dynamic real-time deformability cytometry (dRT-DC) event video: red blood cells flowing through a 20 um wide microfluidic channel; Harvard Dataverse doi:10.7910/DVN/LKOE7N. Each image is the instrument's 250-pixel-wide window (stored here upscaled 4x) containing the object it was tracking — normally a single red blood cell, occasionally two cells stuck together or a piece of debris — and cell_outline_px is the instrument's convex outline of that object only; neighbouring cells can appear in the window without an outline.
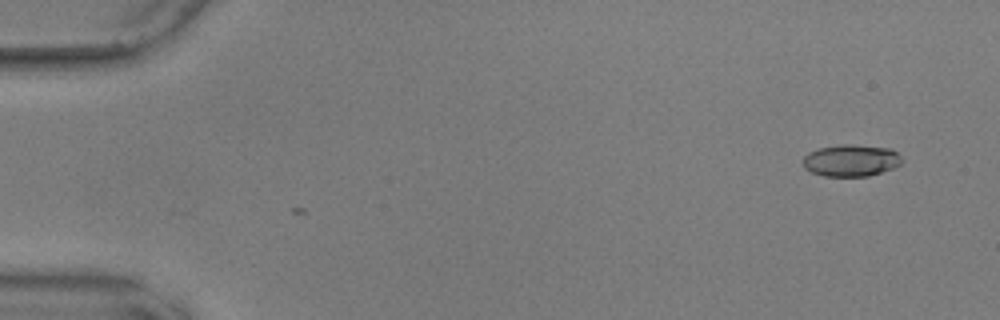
{"species": "common noctule bat (a hibernating species)", "species_latin": "Nyctalus noctula", "temperature_condition": "warm", "stored_images_in_passage": 7, "camera_frame_rate_fps": 3000, "um_per_image_px": 0.085, "animal": {"sex": "male", "body_mass_g": 17.9, "forearm_length_mm": 54.2}, "frame": {"image": 1, "passage_image": 7, "time_ms": 2.0, "image_size_px": [1000, 320], "cell_outline_px": [[904, 160], [900, 164], [892, 168], [868, 176], [824, 176], [812, 172], [804, 168], [804, 156], [808, 152], [820, 148], [840, 144], [852, 144], [892, 148]], "centroid_in_image_um": [72.35, 13.62], "position_along_channel_um": 12.7, "area_um2": 18.38}}